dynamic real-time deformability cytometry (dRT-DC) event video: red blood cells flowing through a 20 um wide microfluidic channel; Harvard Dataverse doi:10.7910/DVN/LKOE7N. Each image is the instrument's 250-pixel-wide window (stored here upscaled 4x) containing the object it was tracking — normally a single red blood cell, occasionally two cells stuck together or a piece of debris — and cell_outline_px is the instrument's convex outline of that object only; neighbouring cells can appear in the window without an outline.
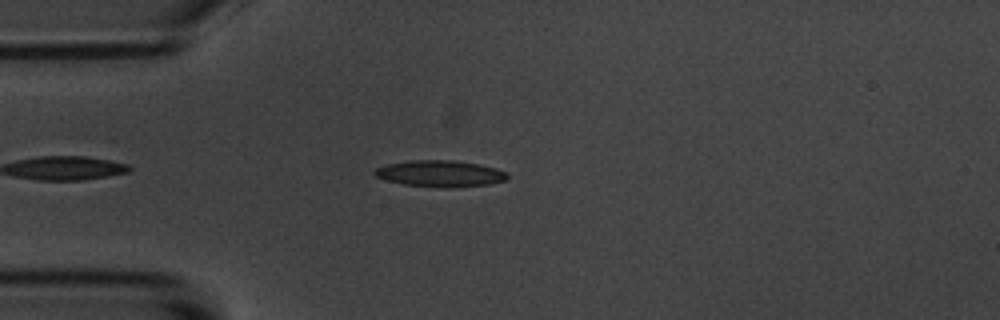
{"species": "common noctule bat (a hibernating species)", "species_latin": "Nyctalus noctula", "temperature_condition": "room temperature", "stored_images_in_passage": 5, "camera_frame_rate_fps": 3000, "um_per_image_px": 0.085, "animal": {"sex": "male", "body_mass_g": 20.1, "forearm_length_mm": 53.5}, "frame": {"image": 1, "passage_image": 4, "time_ms": 3.333, "image_size_px": [1000, 320], "cell_outline_px": [[508, 180], [488, 184], [404, 184], [388, 180], [376, 176], [372, 172], [376, 168], [388, 164], [412, 160], [452, 160], [476, 164], [496, 168], [504, 172], [508, 176]], "centroid_in_image_um": [37.38, 14.69], "position_along_channel_um": 47.6, "area_um2": 18.9}}